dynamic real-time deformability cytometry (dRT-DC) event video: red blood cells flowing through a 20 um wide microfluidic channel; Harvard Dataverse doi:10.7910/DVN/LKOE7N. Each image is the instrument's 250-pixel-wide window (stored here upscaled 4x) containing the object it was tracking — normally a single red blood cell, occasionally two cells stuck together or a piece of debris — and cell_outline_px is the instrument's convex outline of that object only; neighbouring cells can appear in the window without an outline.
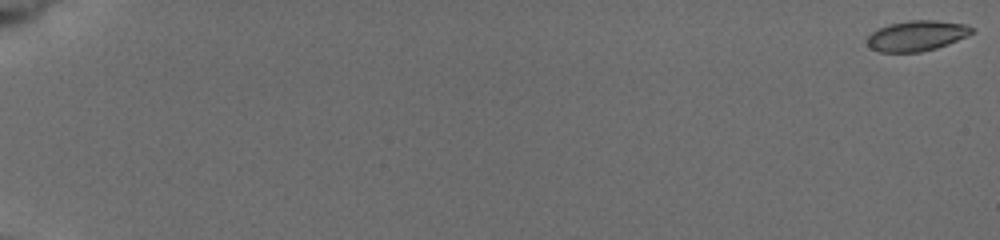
{"species": "common noctule bat (a hibernating species)", "species_latin": "Nyctalus noctula", "temperature_condition": "cold", "stored_images_in_passage": 8, "camera_frame_rate_fps": 3000, "um_per_image_px": 0.085, "animal": {"sex": "female", "body_mass_g": 19.5, "forearm_length_mm": 54.1}, "frame": {"image": 1, "passage_image": 1, "time_ms": 0.0, "image_size_px": [1000, 240], "cell_outline_px": [[976, 32], [968, 36], [948, 44], [936, 48], [920, 52], [880, 52], [872, 48], [868, 44], [868, 36], [872, 32], [888, 24], [908, 20], [936, 20], [964, 24], [976, 28]], "centroid_in_image_um": [77.99, 3.03], "position_along_channel_um": 7.0, "area_um2": 18.61}}
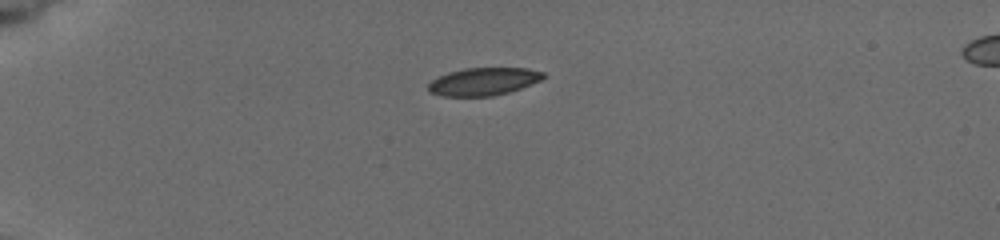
{"frame": {"image": 2, "passage_image": 6, "time_ms": 5.333, "image_size_px": [1000, 240], "cell_outline_px": [[544, 76], [540, 80], [532, 84], [508, 92], [492, 96], [440, 96], [428, 92], [428, 84], [432, 80], [448, 72], [464, 68], [528, 68], [544, 72]], "centroid_in_image_um": [41.07, 6.93], "position_along_channel_um": 43.9, "area_um2": 18.55}}